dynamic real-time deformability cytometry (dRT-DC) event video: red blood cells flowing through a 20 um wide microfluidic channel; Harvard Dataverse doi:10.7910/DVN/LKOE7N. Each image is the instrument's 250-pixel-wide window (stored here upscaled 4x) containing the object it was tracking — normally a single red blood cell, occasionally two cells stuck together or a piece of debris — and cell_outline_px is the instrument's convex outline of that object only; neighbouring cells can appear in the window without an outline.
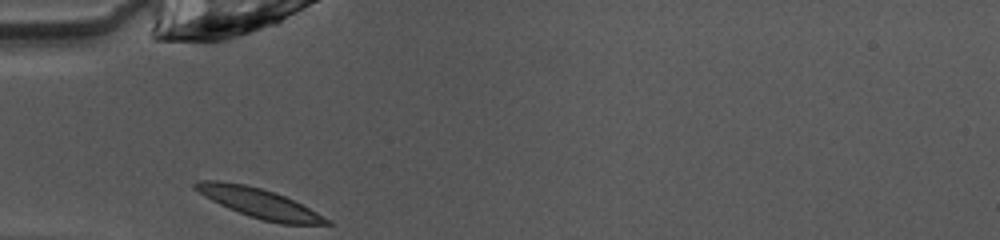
{"species": "common noctule bat (a hibernating species)", "species_latin": "Nyctalus noctula", "temperature_condition": "warm", "stored_images_in_passage": 26, "camera_frame_rate_fps": 3000, "um_per_image_px": 0.085, "animal": {"sex": "female", "body_mass_g": 10.0, "forearm_length_mm": 53.1}, "frame": {"image": 1, "passage_image": 1, "time_ms": 0.0, "image_size_px": [1000, 240], "cell_outline_px": [[332, 224], [280, 224], [260, 220], [248, 216], [228, 208], [204, 196], [192, 188], [192, 184], [200, 180], [220, 180], [244, 184], [260, 188], [284, 196], [332, 220]], "centroid_in_image_um": [21.98, 17.26], "position_along_channel_um": 63.0, "area_um2": 22.43}}
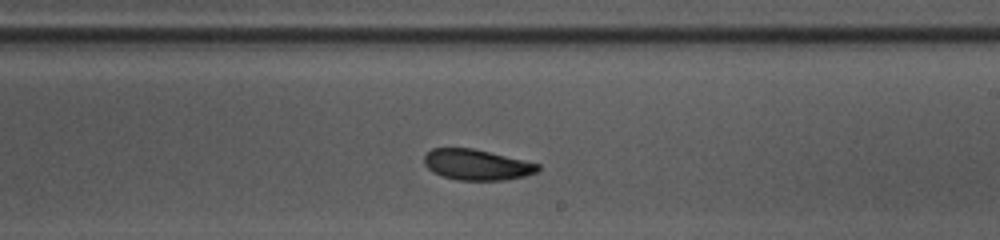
{"frame": {"image": 2, "passage_image": 15, "time_ms": 4.667, "image_size_px": [1000, 240], "cell_outline_px": [[540, 172], [524, 176], [504, 180], [460, 180], [444, 176], [432, 172], [424, 164], [424, 156], [432, 148], [472, 148], [540, 164]], "centroid_in_image_um": [40.54, 14.0], "position_along_channel_um": 248.5, "area_um2": 20.23}}
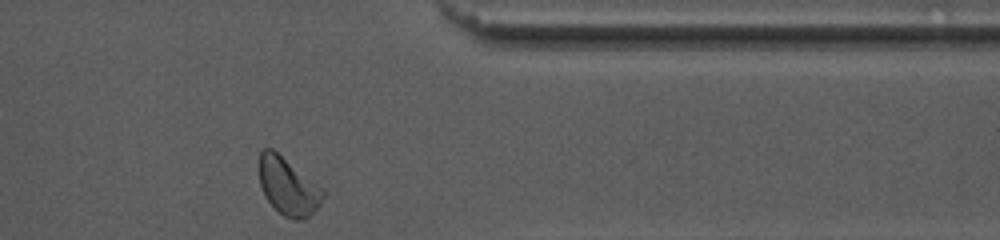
{"frame": {"image": 3, "passage_image": 26, "time_ms": 8.333, "image_size_px": [1000, 240], "cell_outline_px": [[324, 196], [320, 204], [304, 220], [292, 220], [284, 216], [264, 196], [260, 184], [260, 152], [264, 148], [272, 148], [324, 188]], "centroid_in_image_um": [24.5, 15.84], "position_along_channel_um": 386.9, "area_um2": 21.21}, "authors_computed_cell_mechanics": {"area_um2": 20.7791, "velocity_mm_per_s": 4.0192, "shape_relaxation_time_tau1_ms": 3.5479, "shape_relaxation_time_tau2_ms": null, "deformation_change_tau1": 0.1119, "deformation_change_tau2": null}}